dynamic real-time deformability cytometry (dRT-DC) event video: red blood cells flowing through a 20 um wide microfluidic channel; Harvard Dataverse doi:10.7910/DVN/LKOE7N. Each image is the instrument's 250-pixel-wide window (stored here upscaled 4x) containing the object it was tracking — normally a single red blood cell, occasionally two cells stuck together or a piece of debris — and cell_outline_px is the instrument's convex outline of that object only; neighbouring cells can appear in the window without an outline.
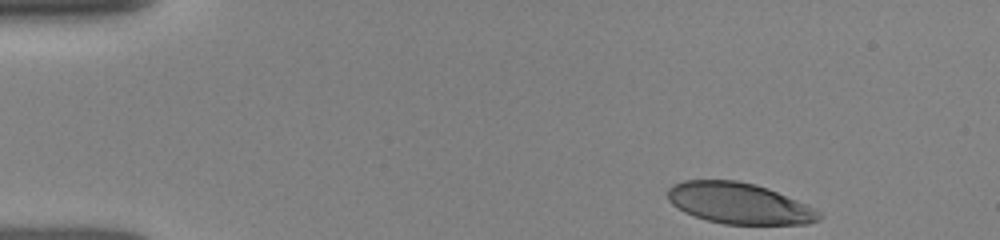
{"species": "human", "species_latin": "Homo sapiens", "temperature_condition": "room temperature", "stored_images_in_passage": 10, "camera_frame_rate_fps": 3000, "um_per_image_px": 0.085, "donor": {"sex": "female"}, "frame": {"image": 1, "passage_image": 1, "time_ms": 0.0, "image_size_px": [1000, 240], "cell_outline_px": [[824, 216], [820, 220], [808, 224], [724, 224], [708, 220], [684, 212], [672, 204], [668, 200], [668, 188], [672, 184], [684, 180], [736, 180], [756, 184], [768, 188], [808, 204], [816, 208]], "centroid_in_image_um": [62.87, 17.28], "position_along_channel_um": 22.1, "area_um2": 36.47}}
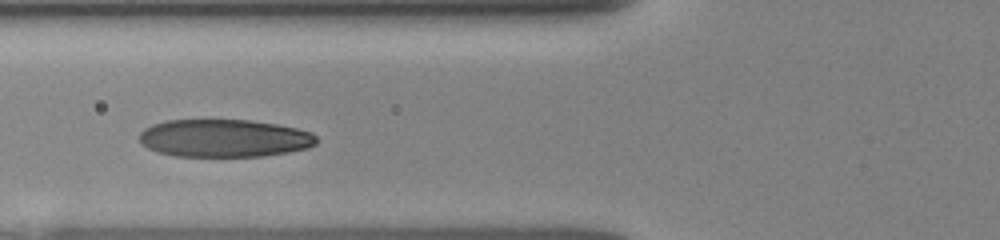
{"frame": {"image": 2, "passage_image": 9, "time_ms": 4.333, "image_size_px": [1000, 240], "cell_outline_px": [[316, 144], [308, 148], [288, 152], [264, 156], [176, 156], [156, 152], [140, 144], [140, 132], [144, 128], [152, 124], [164, 120], [252, 120], [276, 124], [296, 128], [312, 132], [316, 136]], "centroid_in_image_um": [19.04, 11.74], "position_along_channel_um": 106.8, "area_um2": 39.19}}